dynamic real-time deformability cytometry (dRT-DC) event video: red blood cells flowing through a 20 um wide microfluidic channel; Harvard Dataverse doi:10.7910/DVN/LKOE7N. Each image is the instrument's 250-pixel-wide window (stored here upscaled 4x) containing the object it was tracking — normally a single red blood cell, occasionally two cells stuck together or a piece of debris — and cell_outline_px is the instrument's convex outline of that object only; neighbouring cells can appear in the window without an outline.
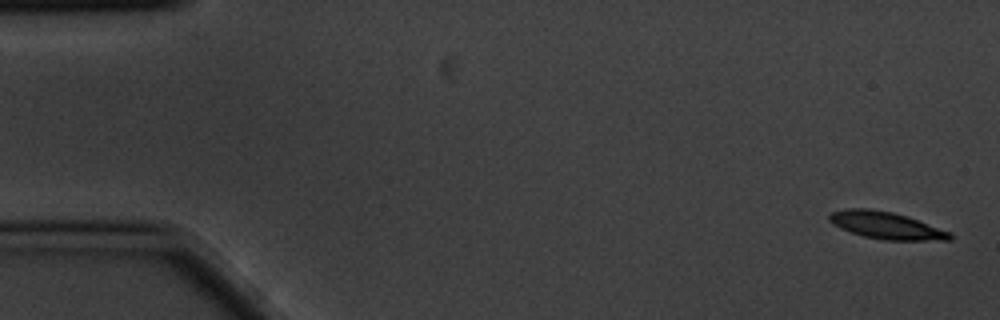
{"species": "common noctule bat (a hibernating species)", "species_latin": "Nyctalus noctula", "temperature_condition": "cold", "stored_images_in_passage": 6, "camera_frame_rate_fps": 3000, "um_per_image_px": 0.085, "animal": {"sex": "male", "body_mass_g": 20.1, "forearm_length_mm": 53.5}, "frame": {"image": 1, "passage_image": 1, "time_ms": 0.0, "image_size_px": [1000, 320], "cell_outline_px": [[952, 240], [884, 240], [864, 236], [840, 228], [832, 224], [828, 220], [828, 216], [832, 212], [848, 208], [868, 208], [892, 212], [908, 216], [952, 232]], "centroid_in_image_um": [75.34, 19.15], "position_along_channel_um": 9.7, "area_um2": 19.13}}
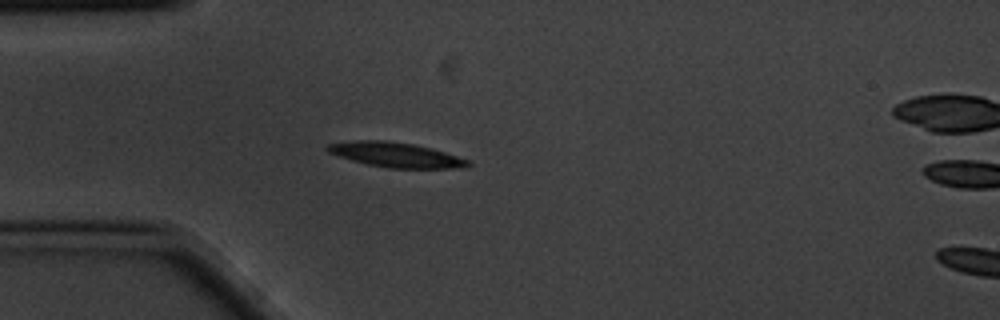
{"frame": {"image": 2, "passage_image": 5, "time_ms": 1.333, "image_size_px": [1000, 320], "cell_outline_px": [[472, 164], [464, 168], [388, 168], [368, 164], [336, 156], [328, 152], [324, 148], [328, 144], [352, 140], [384, 140], [412, 144], [432, 148], [468, 160]], "centroid_in_image_um": [33.6, 13.15], "position_along_channel_um": 51.4, "area_um2": 20.29}}